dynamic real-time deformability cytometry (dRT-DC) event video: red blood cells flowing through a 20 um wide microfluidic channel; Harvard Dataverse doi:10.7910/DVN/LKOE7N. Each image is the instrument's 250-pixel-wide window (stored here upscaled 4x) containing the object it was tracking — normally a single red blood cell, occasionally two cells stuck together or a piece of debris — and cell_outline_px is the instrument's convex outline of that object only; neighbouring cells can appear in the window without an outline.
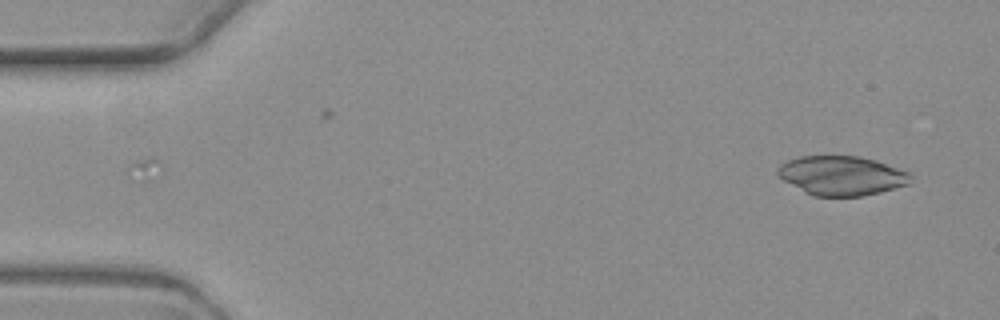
{"species": "common noctule bat (a hibernating species)", "species_latin": "Nyctalus noctula", "temperature_condition": "warm", "stored_images_in_passage": 3, "camera_frame_rate_fps": 3000, "um_per_image_px": 0.085, "animal": {"sex": "female", "body_mass_g": 19.3, "forearm_length_mm": 54.1}, "frame": {"image": 1, "passage_image": 3, "time_ms": 2.667, "image_size_px": [1000, 320], "cell_outline_px": [[912, 176], [908, 184], [880, 192], [860, 196], [812, 196], [804, 192], [784, 180], [776, 172], [776, 168], [780, 164], [788, 160], [800, 156], [860, 156], [876, 160], [908, 172]], "centroid_in_image_um": [71.52, 14.92], "position_along_channel_um": 13.5, "area_um2": 30.35}}